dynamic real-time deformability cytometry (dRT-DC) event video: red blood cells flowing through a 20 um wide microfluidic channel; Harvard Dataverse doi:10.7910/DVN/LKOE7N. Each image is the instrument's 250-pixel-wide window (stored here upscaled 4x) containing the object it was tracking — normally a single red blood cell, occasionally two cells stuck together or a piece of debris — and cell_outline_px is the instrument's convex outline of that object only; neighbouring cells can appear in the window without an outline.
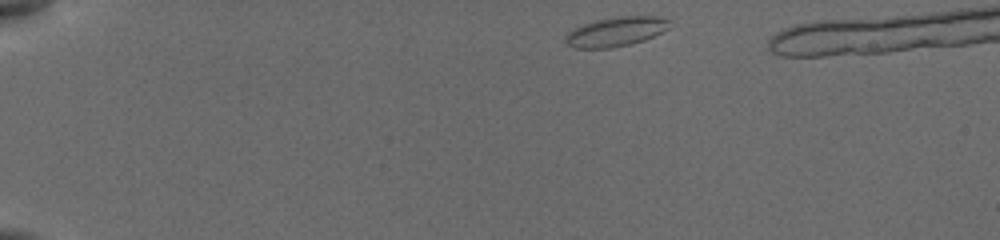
{"species": "common noctule bat (a hibernating species)", "species_latin": "Nyctalus noctula", "temperature_condition": "cold", "stored_images_in_passage": 7, "camera_frame_rate_fps": 3000, "um_per_image_px": 0.085, "animal": {"sex": "female", "body_mass_g": 19.5, "forearm_length_mm": 54.1}, "frame": {"image": 1, "passage_image": 1, "time_ms": 0.0, "image_size_px": [1000, 240], "cell_outline_px": [[672, 20], [668, 28], [644, 40], [632, 44], [612, 48], [572, 48], [564, 40], [564, 36], [572, 28], [580, 24], [596, 20], [620, 16], [656, 16]], "centroid_in_image_um": [52.31, 2.69], "position_along_channel_um": 32.7, "area_um2": 18.03}}
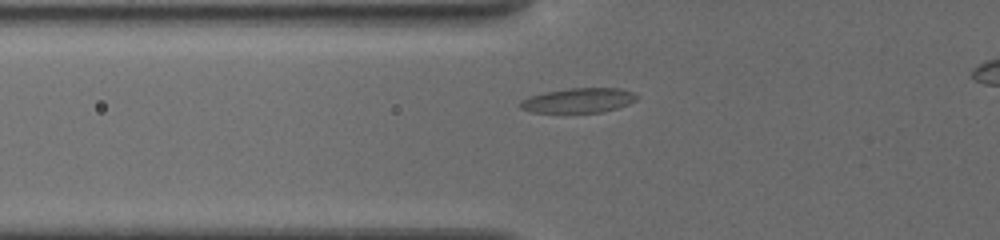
{"frame": {"image": 2, "passage_image": 5, "time_ms": 3.333, "image_size_px": [1000, 240], "cell_outline_px": [[636, 100], [628, 104], [616, 108], [600, 112], [532, 112], [520, 108], [520, 100], [528, 96], [544, 92], [568, 88], [620, 88], [632, 92], [636, 96]], "centroid_in_image_um": [49.12, 8.52], "position_along_channel_um": 76.7, "area_um2": 16.65}}
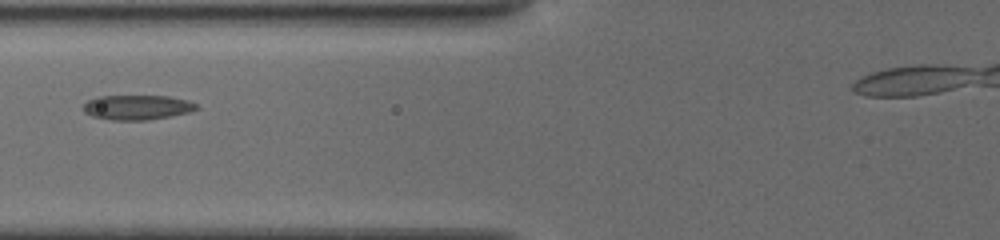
{"frame": {"image": 3, "passage_image": 6, "time_ms": 4.333, "image_size_px": [1000, 240], "cell_outline_px": [[200, 108], [188, 112], [172, 116], [148, 120], [112, 120], [92, 116], [84, 112], [84, 104], [88, 100], [96, 96], [168, 96], [188, 100], [196, 104]], "centroid_in_image_um": [11.66, 9.12], "position_along_channel_um": 114.1, "area_um2": 16.36}}